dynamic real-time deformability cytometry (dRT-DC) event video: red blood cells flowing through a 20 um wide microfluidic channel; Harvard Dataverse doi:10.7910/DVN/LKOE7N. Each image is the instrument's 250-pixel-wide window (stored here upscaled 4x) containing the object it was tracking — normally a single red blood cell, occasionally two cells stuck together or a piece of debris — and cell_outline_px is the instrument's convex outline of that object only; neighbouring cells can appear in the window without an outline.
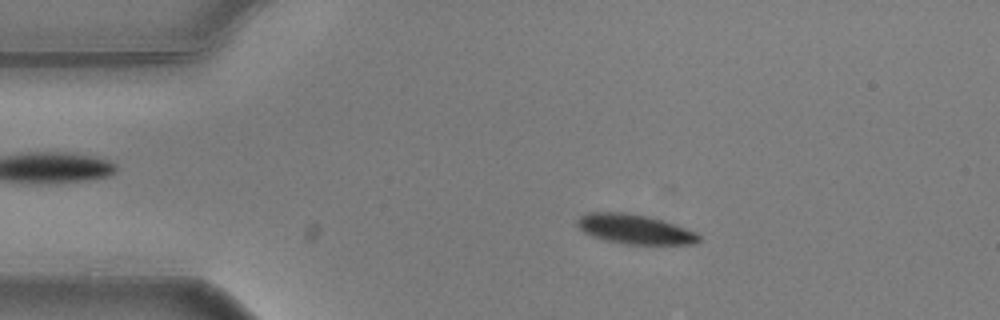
{"species": "common noctule bat (a hibernating species)", "species_latin": "Nyctalus noctula", "temperature_condition": "warm", "stored_images_in_passage": 55, "camera_frame_rate_fps": 3000, "um_per_image_px": 0.085, "animal": {"sex": "male", "body_mass_g": 20.5, "forearm_length_mm": 52.5}, "frame": {"image": 1, "passage_image": 10, "time_ms": 3.0, "image_size_px": [1000, 320], "cell_outline_px": [[700, 240], [696, 244], [624, 244], [604, 240], [592, 236], [584, 232], [576, 224], [576, 220], [580, 216], [588, 212], [624, 212], [664, 220], [696, 232], [700, 236]], "centroid_in_image_um": [53.94, 19.48], "position_along_channel_um": 31.1, "area_um2": 20.98}}
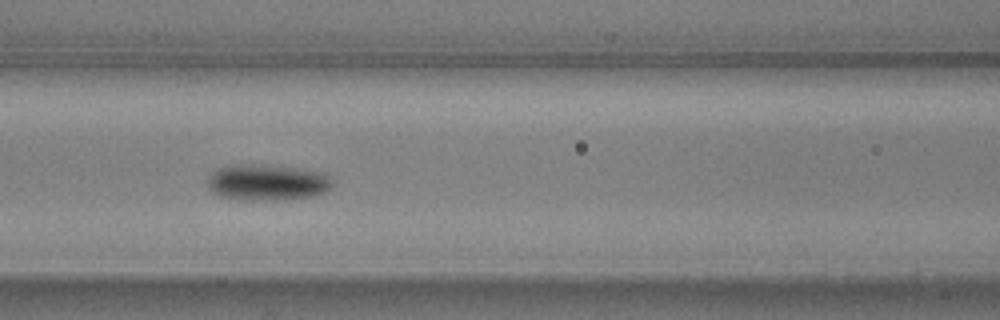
{"frame": {"image": 2, "passage_image": 23, "time_ms": 7.333, "image_size_px": [1000, 320], "cell_outline_px": [[332, 184], [324, 192], [316, 196], [292, 200], [236, 200], [220, 196], [212, 192], [208, 184], [208, 176], [216, 168], [228, 164], [280, 164], [324, 172], [332, 180]], "centroid_in_image_um": [22.71, 15.48], "position_along_channel_um": 143.9, "area_um2": 27.34}}
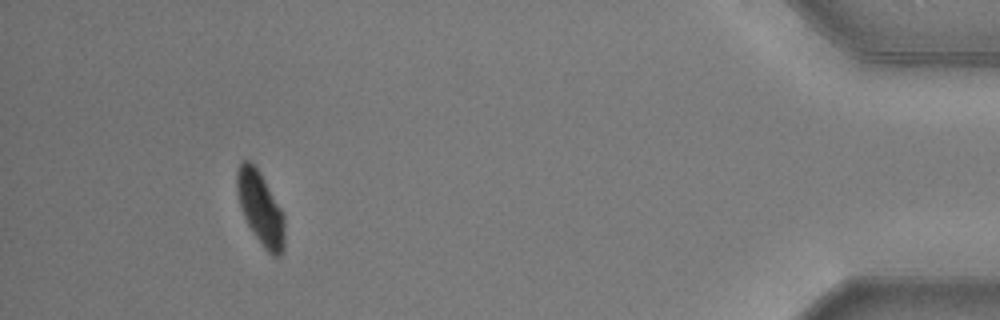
{"frame": {"image": 3, "passage_image": 51, "time_ms": 16.667, "image_size_px": [1000, 320], "cell_outline_px": [[284, 248], [280, 256], [272, 256], [264, 248], [248, 224], [244, 216], [236, 192], [236, 168], [244, 160], [248, 160], [260, 172], [280, 208], [284, 216]], "centroid_in_image_um": [22.13, 17.7], "position_along_channel_um": 413.1, "area_um2": 20.0}, "authors_computed_cell_mechanics": {"area_um2": 22.5998, "velocity_mm_per_s": 3.6083, "shape_relaxation_time_tau1_ms": 2.7529, "shape_relaxation_time_tau2_ms": null, "deformation_change_tau1": 0.1286, "deformation_change_tau2": null}}